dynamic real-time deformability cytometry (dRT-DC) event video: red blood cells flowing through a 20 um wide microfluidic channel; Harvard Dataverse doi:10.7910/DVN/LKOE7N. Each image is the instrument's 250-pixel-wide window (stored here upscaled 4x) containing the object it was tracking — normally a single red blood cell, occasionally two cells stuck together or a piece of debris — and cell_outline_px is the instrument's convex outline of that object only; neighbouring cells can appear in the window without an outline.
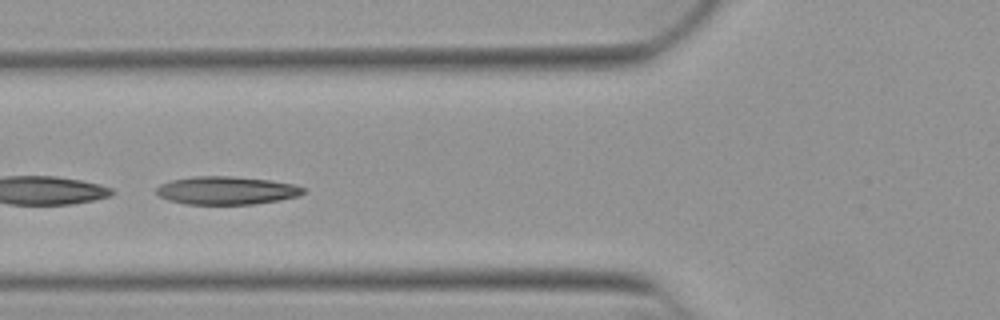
{"species": "Egyptian fruit bat (a non-hibernating species)", "species_latin": "Rousettus aegyptiacus", "temperature_condition": "warm", "stored_images_in_passage": 29, "camera_frame_rate_fps": 3000, "um_per_image_px": 0.085, "animal": {"sex": "female"}, "frame": {"image": 1, "passage_image": 11, "time_ms": 3.333, "image_size_px": [1000, 320], "cell_outline_px": [[304, 192], [300, 196], [280, 200], [252, 204], [184, 204], [168, 200], [160, 196], [156, 192], [156, 188], [160, 184], [172, 180], [192, 176], [232, 176], [268, 180], [292, 184], [304, 188]], "centroid_in_image_um": [19.23, 16.19], "position_along_channel_um": 106.6, "area_um2": 23.99}}
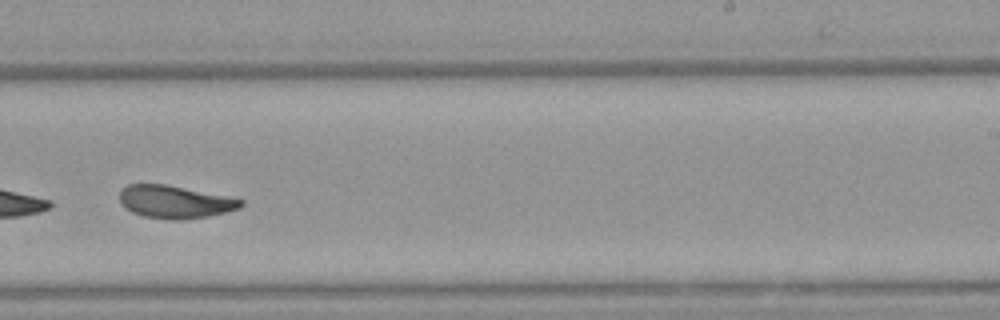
{"frame": {"image": 2, "passage_image": 24, "time_ms": 7.667, "image_size_px": [1000, 320], "cell_outline_px": [[244, 204], [240, 208], [208, 216], [180, 220], [172, 220], [144, 216], [132, 212], [120, 204], [120, 188], [128, 184], [164, 184], [244, 200]], "centroid_in_image_um": [14.81, 17.16], "position_along_channel_um": 274.2, "area_um2": 22.89}}
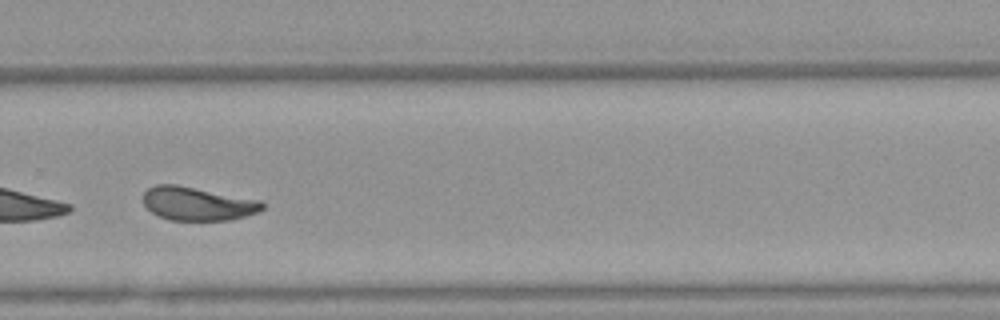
{"frame": {"image": 3, "passage_image": 27, "time_ms": 8.667, "image_size_px": [1000, 320], "cell_outline_px": [[264, 208], [256, 212], [232, 220], [168, 220], [152, 212], [144, 204], [144, 192], [148, 188], [156, 184], [176, 184], [260, 200], [264, 204]], "centroid_in_image_um": [16.78, 17.31], "position_along_channel_um": 313.0, "area_um2": 23.12}}